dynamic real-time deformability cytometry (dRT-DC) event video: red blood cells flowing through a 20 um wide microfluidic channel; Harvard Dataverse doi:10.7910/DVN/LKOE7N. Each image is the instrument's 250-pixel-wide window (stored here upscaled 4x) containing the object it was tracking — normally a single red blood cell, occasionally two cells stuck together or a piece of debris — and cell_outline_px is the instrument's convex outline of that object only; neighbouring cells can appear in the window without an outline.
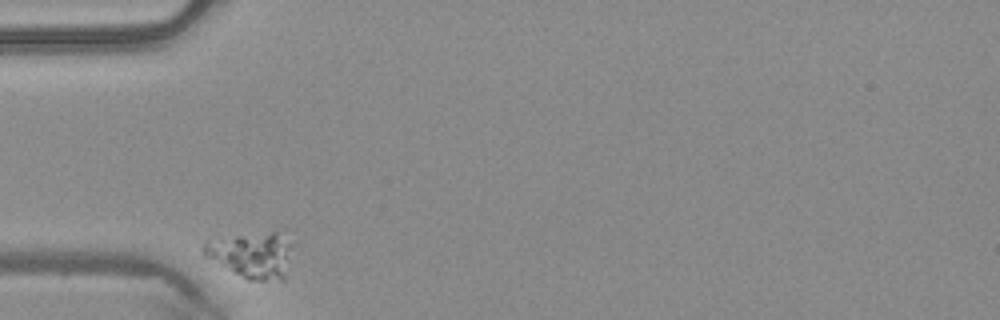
{"species": "common noctule bat (a hibernating species)", "species_latin": "Nyctalus noctula", "temperature_condition": "warm", "stored_images_in_passage": 30, "camera_frame_rate_fps": 3000, "um_per_image_px": 0.085, "animal": {"sex": "male", "body_mass_g": 20.4}, "frame": {"image": 1, "passage_image": 1, "time_ms": 0.0, "image_size_px": [1000, 320], "cell_outline_px": [[292, 244], [284, 280], [248, 280], [204, 256], [200, 248], [208, 240], [276, 228], [284, 228]], "centroid_in_image_um": [21.46, 21.58], "position_along_channel_um": 63.5, "area_um2": 24.57}}
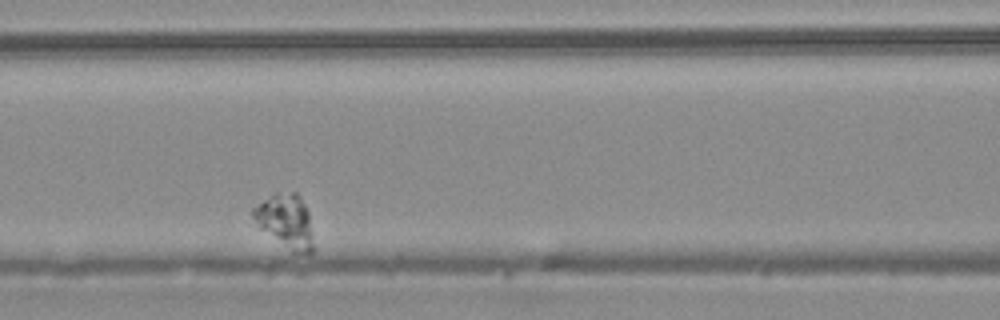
{"frame": {"image": 2, "passage_image": 9, "time_ms": 2.667, "image_size_px": [1000, 320], "cell_outline_px": [[316, 248], [308, 256], [292, 252], [260, 228], [252, 216], [252, 208], [276, 192], [296, 192], [300, 196], [308, 212]], "centroid_in_image_um": [24.34, 18.84], "position_along_channel_um": 142.3, "area_um2": 19.13}}
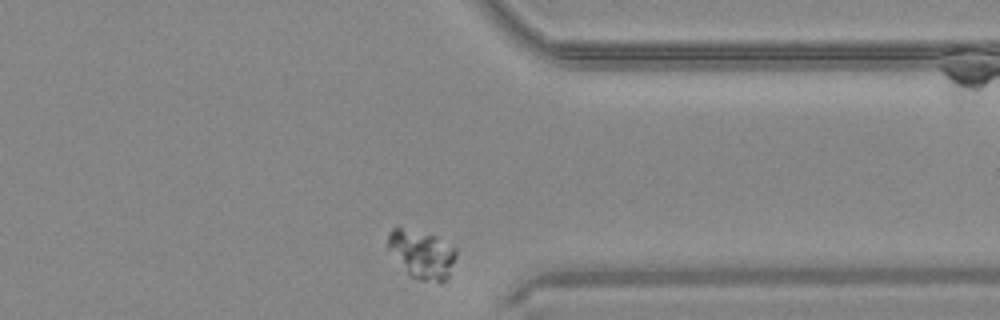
{"frame": {"image": 3, "passage_image": 30, "time_ms": 9.667, "image_size_px": [1000, 320], "cell_outline_px": [[456, 256], [448, 280], [440, 284], [420, 280], [408, 276], [388, 248], [388, 232], [392, 228], [400, 228], [432, 236], [456, 244]], "centroid_in_image_um": [35.91, 21.67], "position_along_channel_um": 375.5, "area_um2": 19.42}}